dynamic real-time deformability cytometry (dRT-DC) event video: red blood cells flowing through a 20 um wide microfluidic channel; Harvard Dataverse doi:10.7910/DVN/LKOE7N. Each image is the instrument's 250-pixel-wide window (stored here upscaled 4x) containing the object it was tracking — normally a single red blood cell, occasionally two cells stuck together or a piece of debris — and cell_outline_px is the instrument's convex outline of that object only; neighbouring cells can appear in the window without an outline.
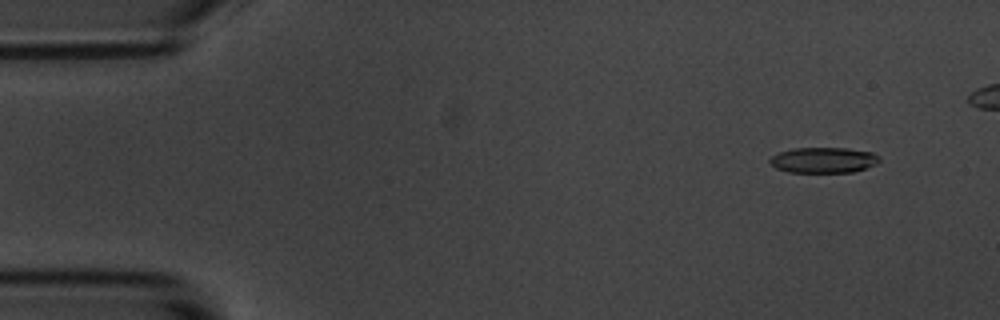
{"species": "common noctule bat (a hibernating species)", "species_latin": "Nyctalus noctula", "temperature_condition": "room temperature", "stored_images_in_passage": 52, "camera_frame_rate_fps": 3000, "um_per_image_px": 0.085, "animal": {"sex": "male", "body_mass_g": 20.1, "forearm_length_mm": 53.5}, "frame": {"image": 1, "passage_image": 5, "time_ms": 1.333, "image_size_px": [1000, 320], "cell_outline_px": [[880, 160], [876, 164], [852, 172], [788, 172], [776, 168], [768, 160], [772, 156], [780, 152], [796, 148], [848, 148], [872, 152]], "centroid_in_image_um": [69.98, 13.6], "position_along_channel_um": 15.0, "area_um2": 16.13}}
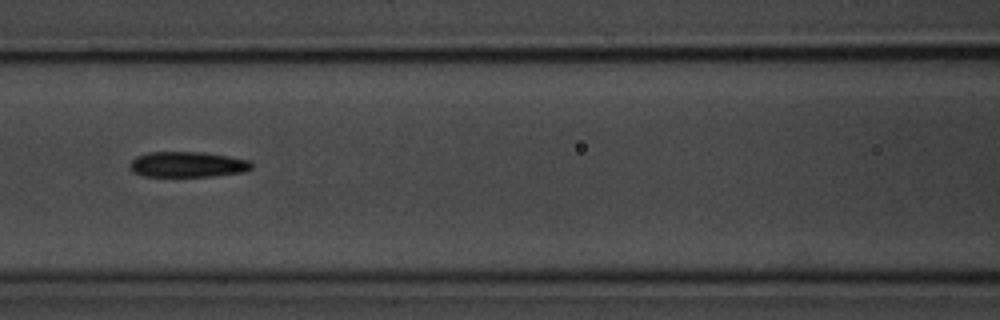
{"frame": {"image": 2, "passage_image": 25, "time_ms": 8.0, "image_size_px": [1000, 320], "cell_outline_px": [[252, 168], [244, 172], [212, 176], [144, 176], [132, 172], [128, 164], [136, 156], [148, 152], [204, 152], [228, 156], [248, 160], [252, 164]], "centroid_in_image_um": [15.91, 13.97], "position_along_channel_um": 150.7, "area_um2": 18.15}}
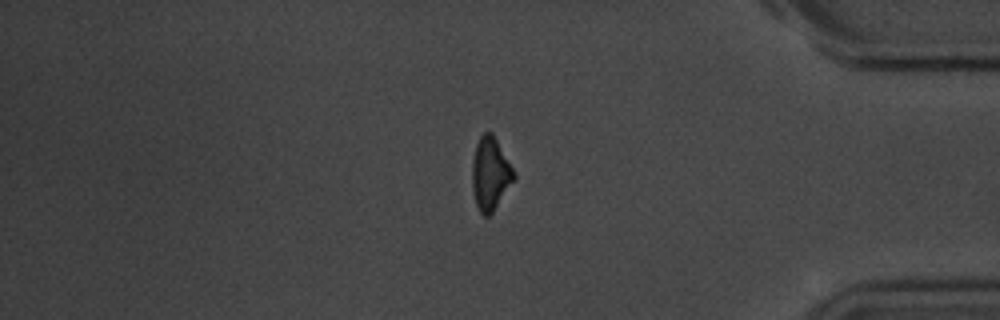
{"frame": {"image": 3, "passage_image": 48, "time_ms": 15.667, "image_size_px": [1000, 320], "cell_outline_px": [[516, 180], [492, 212], [488, 216], [484, 216], [480, 212], [476, 204], [472, 188], [472, 160], [476, 144], [480, 136], [484, 132], [492, 132], [512, 168], [516, 176]], "centroid_in_image_um": [41.67, 14.78], "position_along_channel_um": 393.5, "area_um2": 17.69}, "authors_computed_cell_mechanics": {"area_um2": 18.207, "velocity_mm_per_s": 3.5293, "shape_relaxation_time_tau1_ms": 4.4893, "shape_relaxation_time_tau2_ms": 5.2197, "deformation_change_tau1": 0.1407, "deformation_change_tau2": 0.1419}}